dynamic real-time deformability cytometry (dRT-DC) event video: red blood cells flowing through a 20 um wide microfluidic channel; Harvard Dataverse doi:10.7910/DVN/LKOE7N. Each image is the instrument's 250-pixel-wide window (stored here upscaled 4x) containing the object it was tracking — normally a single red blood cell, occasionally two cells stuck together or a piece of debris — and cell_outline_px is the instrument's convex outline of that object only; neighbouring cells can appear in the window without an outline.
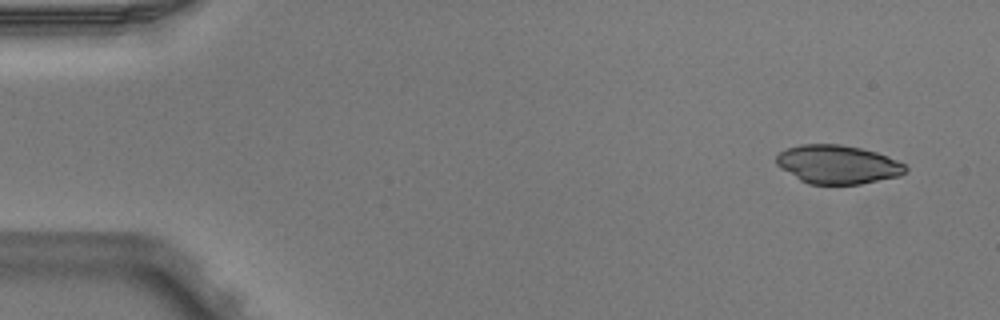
{"species": "Egyptian fruit bat (a non-hibernating species)", "species_latin": "Rousettus aegyptiacus", "temperature_condition": "warm", "stored_images_in_passage": 4, "camera_frame_rate_fps": 3000, "um_per_image_px": 0.085, "animal": {"sex": "male"}, "frame": {"image": 1, "passage_image": 2, "time_ms": 0.333, "image_size_px": [1000, 320], "cell_outline_px": [[908, 172], [900, 176], [860, 184], [808, 184], [800, 180], [776, 164], [776, 156], [780, 152], [788, 148], [800, 144], [840, 144], [860, 148], [876, 152], [888, 156], [904, 164], [908, 168]], "centroid_in_image_um": [71.23, 13.98], "position_along_channel_um": 13.8, "area_um2": 29.07}}